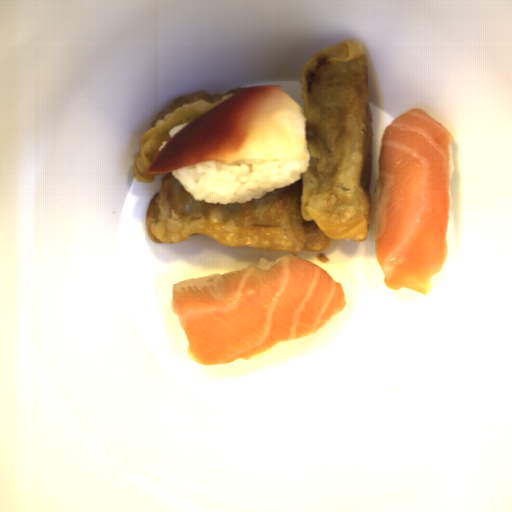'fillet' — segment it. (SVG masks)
<instances>
[{
  "label": "fillet",
  "instance_id": "3",
  "mask_svg": "<svg viewBox=\"0 0 512 512\" xmlns=\"http://www.w3.org/2000/svg\"><path fill=\"white\" fill-rule=\"evenodd\" d=\"M304 107L279 84L239 88L184 124L157 152V175L204 161L302 160L307 156Z\"/></svg>",
  "mask_w": 512,
  "mask_h": 512
},
{
  "label": "fillet",
  "instance_id": "1",
  "mask_svg": "<svg viewBox=\"0 0 512 512\" xmlns=\"http://www.w3.org/2000/svg\"><path fill=\"white\" fill-rule=\"evenodd\" d=\"M170 304L190 359L211 367L316 334L347 300L327 270L289 253L174 283Z\"/></svg>",
  "mask_w": 512,
  "mask_h": 512
},
{
  "label": "fillet",
  "instance_id": "2",
  "mask_svg": "<svg viewBox=\"0 0 512 512\" xmlns=\"http://www.w3.org/2000/svg\"><path fill=\"white\" fill-rule=\"evenodd\" d=\"M451 130L412 107L382 131L373 189L372 240L383 284L433 290L449 251Z\"/></svg>",
  "mask_w": 512,
  "mask_h": 512
}]
</instances>
